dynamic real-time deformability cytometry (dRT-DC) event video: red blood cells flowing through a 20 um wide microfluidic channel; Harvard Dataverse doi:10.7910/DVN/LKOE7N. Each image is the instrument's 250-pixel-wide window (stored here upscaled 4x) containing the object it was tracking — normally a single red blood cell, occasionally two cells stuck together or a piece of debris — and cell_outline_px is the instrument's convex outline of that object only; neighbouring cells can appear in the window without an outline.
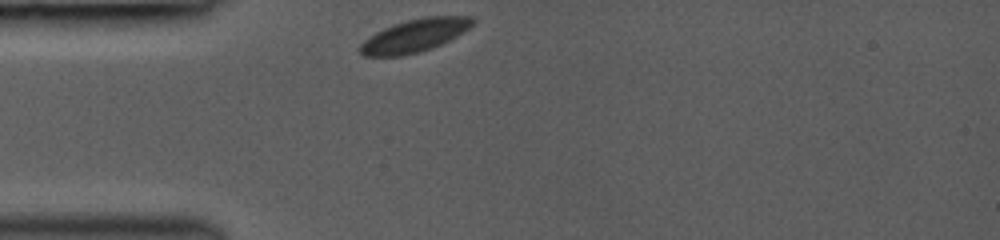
{"species": "common noctule bat (a hibernating species)", "species_latin": "Nyctalus noctula", "temperature_condition": "room temperature", "stored_images_in_passage": 15, "camera_frame_rate_fps": 3000, "um_per_image_px": 0.085, "animal": {"sex": "female", "body_mass_g": 19.0, "forearm_length_mm": 53.3}, "frame": {"image": 1, "passage_image": 1, "time_ms": 0.0, "image_size_px": [1000, 240], "cell_outline_px": [[476, 20], [468, 28], [456, 36], [432, 48], [420, 52], [400, 56], [364, 56], [360, 52], [360, 44], [368, 36], [384, 28], [408, 20], [424, 16], [472, 16]], "centroid_in_image_um": [35.23, 3.02], "position_along_channel_um": 49.8, "area_um2": 21.39}}
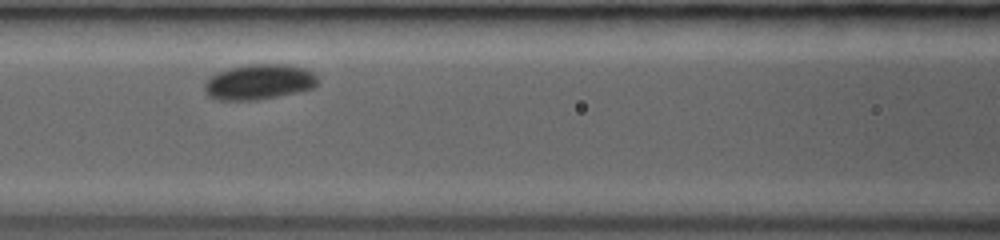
{"frame": {"image": 2, "passage_image": 9, "time_ms": 2.667, "image_size_px": [1000, 240], "cell_outline_px": [[320, 80], [312, 88], [296, 92], [260, 100], [216, 100], [208, 96], [204, 92], [204, 80], [216, 72], [228, 68], [248, 64], [288, 64], [304, 68], [312, 72]], "centroid_in_image_um": [21.96, 6.96], "position_along_channel_um": 144.6, "area_um2": 23.64}}
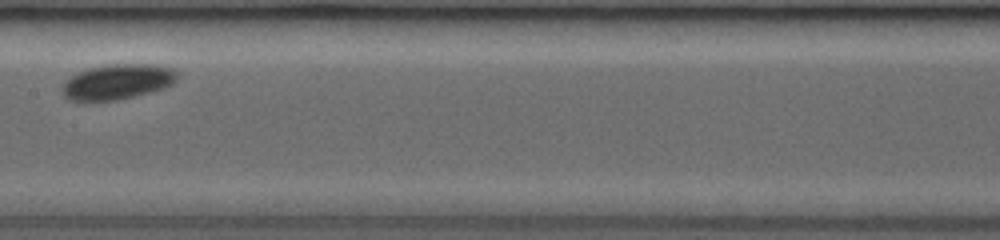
{"frame": {"image": 3, "passage_image": 11, "time_ms": 4.0, "image_size_px": [1000, 240], "cell_outline_px": [[176, 80], [172, 84], [164, 88], [116, 100], [68, 100], [64, 96], [60, 88], [76, 72], [88, 68], [108, 64], [152, 64], [172, 68], [176, 72]], "centroid_in_image_um": [9.96, 6.94], "position_along_channel_um": 197.4, "area_um2": 23.35}}